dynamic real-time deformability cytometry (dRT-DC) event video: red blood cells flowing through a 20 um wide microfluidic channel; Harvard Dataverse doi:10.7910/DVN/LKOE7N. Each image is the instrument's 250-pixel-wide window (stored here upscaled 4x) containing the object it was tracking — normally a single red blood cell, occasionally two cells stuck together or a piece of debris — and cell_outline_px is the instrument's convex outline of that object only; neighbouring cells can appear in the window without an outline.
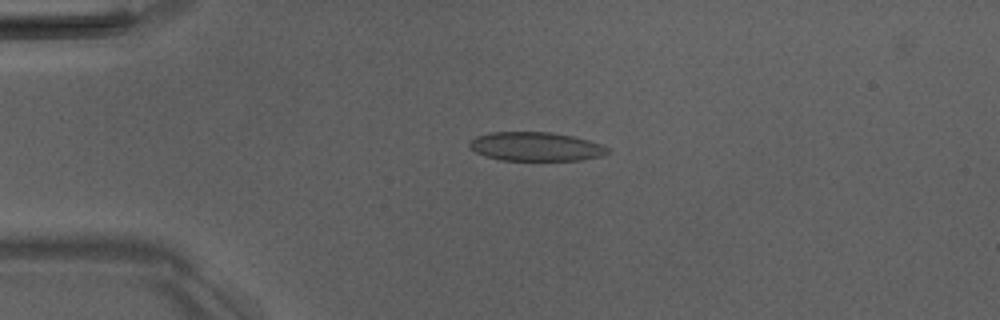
{"species": "Egyptian fruit bat (a non-hibernating species)", "species_latin": "Rousettus aegyptiacus", "temperature_condition": "room temperature", "stored_images_in_passage": 50, "camera_frame_rate_fps": 3000, "um_per_image_px": 0.085, "animal": {"sex": "male"}, "frame": {"image": 1, "passage_image": 11, "time_ms": 3.333, "image_size_px": [1000, 320], "cell_outline_px": [[612, 152], [600, 156], [584, 160], [500, 160], [476, 152], [468, 144], [476, 136], [492, 132], [552, 132], [572, 136], [588, 140], [600, 144], [608, 148]], "centroid_in_image_um": [45.58, 12.46], "position_along_channel_um": 39.4, "area_um2": 23.12}}
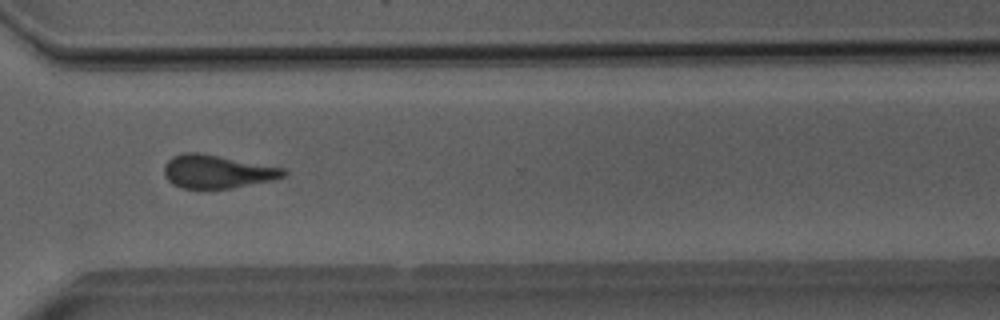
{"frame": {"image": 2, "passage_image": 37, "time_ms": 12.0, "image_size_px": [1000, 320], "cell_outline_px": [[288, 172], [284, 176], [272, 180], [232, 188], [184, 188], [172, 184], [164, 176], [164, 164], [172, 156], [184, 152], [196, 152], [220, 156], [284, 168]], "centroid_in_image_um": [18.43, 14.58], "position_along_channel_um": 352.2, "area_um2": 23.06}}
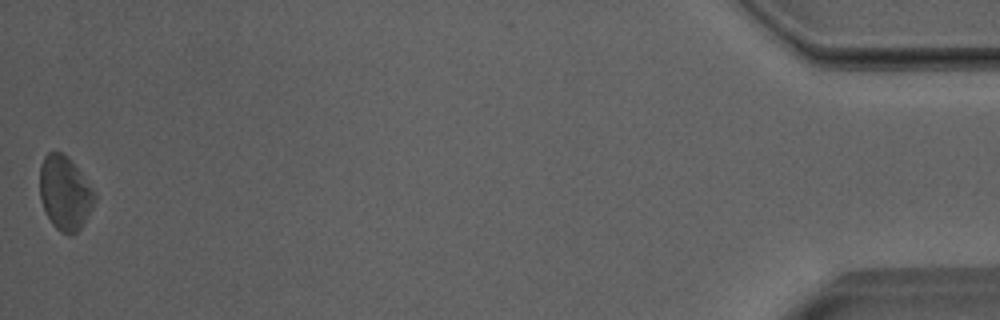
{"frame": {"image": 3, "passage_image": 50, "time_ms": 16.333, "image_size_px": [1000, 320], "cell_outline_px": [[96, 200], [92, 208], [80, 228], [76, 232], [60, 232], [52, 224], [40, 200], [40, 164], [44, 156], [48, 152], [64, 152], [68, 156], [80, 172], [96, 196]], "centroid_in_image_um": [5.49, 16.37], "position_along_channel_um": 429.7, "area_um2": 23.24}, "authors_computed_cell_mechanics": {"area_um2": 23.3512, "velocity_mm_per_s": 3.9961, "shape_relaxation_time_tau1_ms": 4.1947, "shape_relaxation_time_tau2_ms": 1.614, "deformation_change_tau1": 0.103, "deformation_change_tau2": 0.0752}}